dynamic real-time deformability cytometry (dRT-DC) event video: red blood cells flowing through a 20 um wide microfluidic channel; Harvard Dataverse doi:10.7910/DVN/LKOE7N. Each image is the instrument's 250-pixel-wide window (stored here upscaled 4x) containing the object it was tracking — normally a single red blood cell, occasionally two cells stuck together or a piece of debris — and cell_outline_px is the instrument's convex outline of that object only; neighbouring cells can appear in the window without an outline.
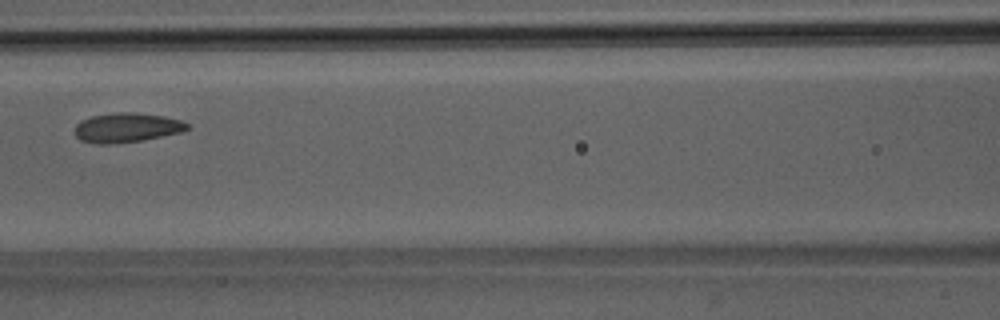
{"species": "Egyptian fruit bat (a non-hibernating species)", "species_latin": "Rousettus aegyptiacus", "temperature_condition": "room temperature", "stored_images_in_passage": 5, "camera_frame_rate_fps": 3000, "um_per_image_px": 0.085, "animal": {"sex": "male"}, "frame": {"image": 1, "passage_image": 5, "time_ms": 4.667, "image_size_px": [1000, 320], "cell_outline_px": [[192, 128], [180, 132], [144, 140], [108, 144], [96, 144], [80, 140], [76, 136], [76, 124], [80, 120], [92, 116], [120, 112], [136, 112], [164, 116], [180, 120], [188, 124]], "centroid_in_image_um": [10.78, 10.85], "position_along_channel_um": 155.8, "area_um2": 19.31}}